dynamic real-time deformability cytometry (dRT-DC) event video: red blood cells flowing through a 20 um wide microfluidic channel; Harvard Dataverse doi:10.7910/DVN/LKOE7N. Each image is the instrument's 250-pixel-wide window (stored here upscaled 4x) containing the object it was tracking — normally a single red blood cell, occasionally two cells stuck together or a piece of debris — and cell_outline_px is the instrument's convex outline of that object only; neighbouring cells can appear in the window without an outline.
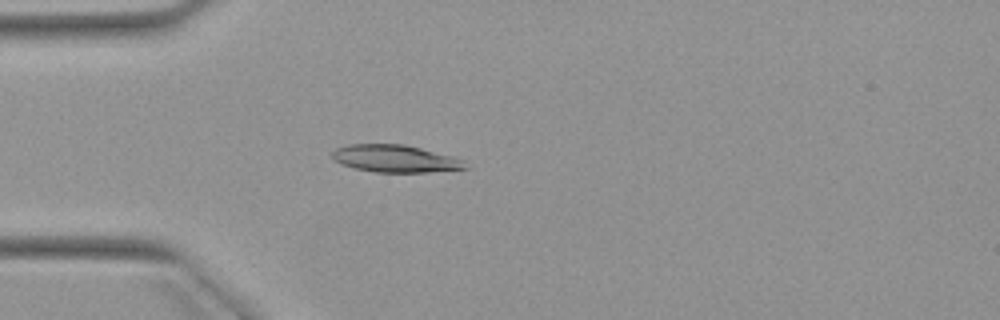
{"species": "Egyptian fruit bat (a non-hibernating species)", "species_latin": "Rousettus aegyptiacus", "temperature_condition": "warm", "stored_images_in_passage": 5, "camera_frame_rate_fps": 3000, "um_per_image_px": 0.085, "animal": {"sex": "female"}, "frame": {"image": 1, "passage_image": 5, "time_ms": 4.667, "image_size_px": [1000, 320], "cell_outline_px": [[468, 168], [428, 172], [376, 172], [356, 168], [340, 164], [332, 156], [332, 152], [336, 148], [348, 144], [404, 144], [420, 148], [464, 160]], "centroid_in_image_um": [33.57, 13.48], "position_along_channel_um": 51.4, "area_um2": 20.92}}